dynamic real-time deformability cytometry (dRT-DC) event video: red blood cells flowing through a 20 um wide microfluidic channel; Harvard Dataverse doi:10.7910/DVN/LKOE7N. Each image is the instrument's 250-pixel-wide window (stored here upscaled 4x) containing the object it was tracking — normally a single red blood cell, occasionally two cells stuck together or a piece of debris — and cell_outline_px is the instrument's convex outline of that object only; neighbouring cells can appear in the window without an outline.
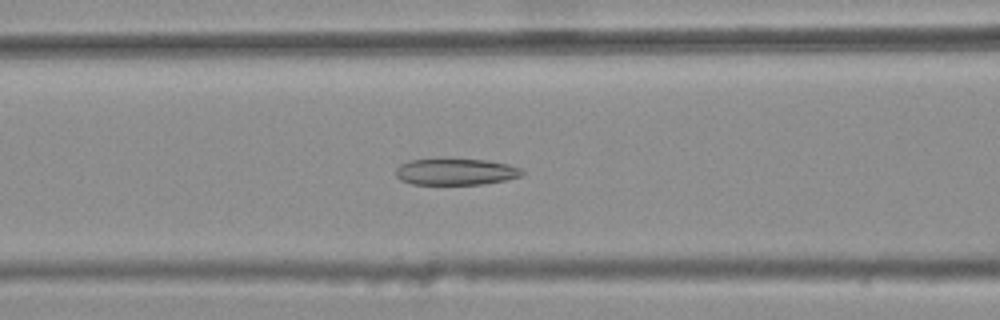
{"species": "common noctule bat (a hibernating species)", "species_latin": "Nyctalus noctula", "temperature_condition": "warm", "stored_images_in_passage": 45, "camera_frame_rate_fps": 3000, "um_per_image_px": 0.085, "animal": {"sex": "female", "body_mass_g": 25.1}, "frame": {"image": 1, "passage_image": 21, "time_ms": 6.667, "image_size_px": [1000, 320], "cell_outline_px": [[524, 172], [520, 176], [504, 180], [484, 184], [412, 184], [400, 180], [396, 176], [396, 168], [400, 164], [408, 160], [488, 160], [508, 164], [520, 168]], "centroid_in_image_um": [38.72, 14.61], "position_along_channel_um": 127.9, "area_um2": 19.19}}
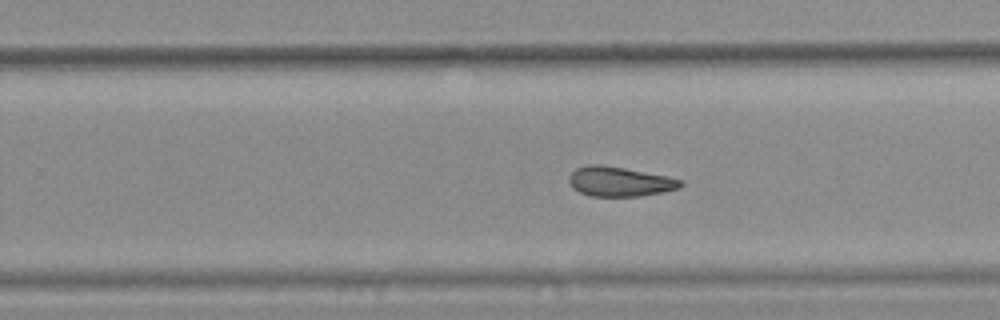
{"frame": {"image": 2, "passage_image": 33, "time_ms": 10.667, "image_size_px": [1000, 320], "cell_outline_px": [[684, 184], [680, 188], [640, 196], [592, 196], [580, 192], [572, 188], [568, 180], [568, 176], [576, 168], [588, 164], [600, 164], [624, 168], [668, 176], [684, 180]], "centroid_in_image_um": [52.67, 15.42], "position_along_channel_um": 277.1, "area_um2": 19.36}}
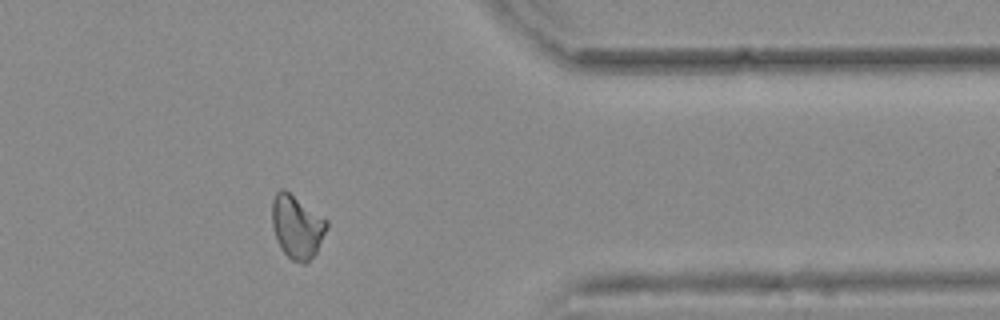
{"frame": {"image": 3, "passage_image": 43, "time_ms": 14.0, "image_size_px": [1000, 320], "cell_outline_px": [[328, 224], [316, 252], [304, 264], [292, 260], [280, 248], [272, 224], [272, 200], [276, 192], [280, 188], [284, 188], [328, 220]], "centroid_in_image_um": [25.22, 19.23], "position_along_channel_um": 386.2, "area_um2": 19.94}, "authors_computed_cell_mechanics": {"area_um2": 20.1144, "velocity_mm_per_s": 3.7417, "shape_relaxation_time_tau1_ms": null, "shape_relaxation_time_tau2_ms": 3.3957, "deformation_change_tau1": null, "deformation_change_tau2": 0.1047}}